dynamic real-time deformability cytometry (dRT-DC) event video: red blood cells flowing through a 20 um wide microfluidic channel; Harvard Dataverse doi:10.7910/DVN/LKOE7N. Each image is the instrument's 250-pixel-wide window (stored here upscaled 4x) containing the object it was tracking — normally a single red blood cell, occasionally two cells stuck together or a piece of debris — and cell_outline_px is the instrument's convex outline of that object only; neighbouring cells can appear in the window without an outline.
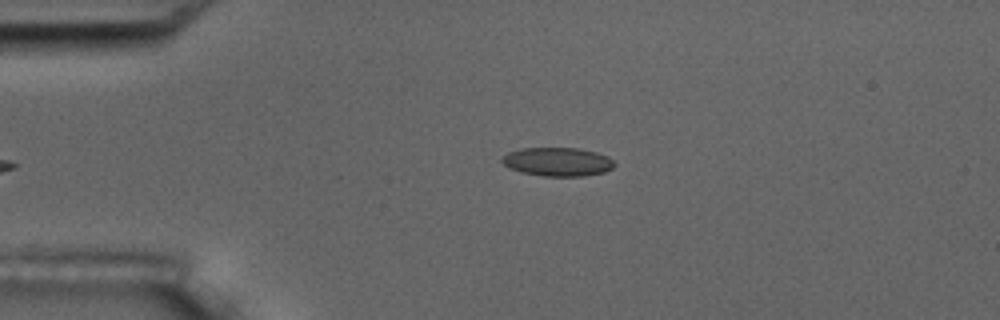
{"species": "common noctule bat (a hibernating species)", "species_latin": "Nyctalus noctula", "temperature_condition": "room temperature", "stored_images_in_passage": 5, "camera_frame_rate_fps": 3000, "um_per_image_px": 0.085, "animal": {"sex": "male", "body_mass_g": 17.5, "forearm_length_mm": 52.3}, "frame": {"image": 1, "passage_image": 5, "time_ms": 5.667, "image_size_px": [1000, 320], "cell_outline_px": [[616, 164], [612, 168], [604, 172], [584, 176], [544, 176], [520, 172], [508, 168], [500, 160], [508, 152], [520, 148], [576, 148], [596, 152], [608, 156]], "centroid_in_image_um": [47.38, 13.75], "position_along_channel_um": 37.6, "area_um2": 18.84}}